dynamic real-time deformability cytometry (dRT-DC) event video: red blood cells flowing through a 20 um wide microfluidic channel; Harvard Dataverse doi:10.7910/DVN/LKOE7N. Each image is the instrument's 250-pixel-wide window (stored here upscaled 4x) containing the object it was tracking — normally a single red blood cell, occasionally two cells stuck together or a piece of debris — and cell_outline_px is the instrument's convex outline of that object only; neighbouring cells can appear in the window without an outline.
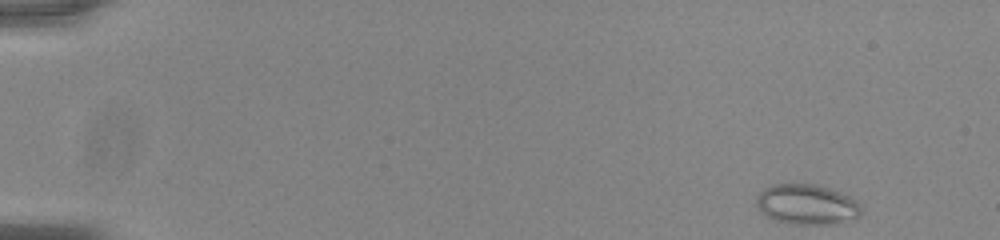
{"species": "common noctule bat (a hibernating species)", "species_latin": "Nyctalus noctula", "temperature_condition": "room temperature", "stored_images_in_passage": 51, "camera_frame_rate_fps": 3000, "um_per_image_px": 0.085, "animal": {"sex": "male", "body_mass_g": 20.0, "forearm_length_mm": 53.3}, "frame": {"image": 1, "passage_image": 1, "time_ms": 0.0, "image_size_px": [1000, 240], "cell_outline_px": [[860, 216], [856, 220], [836, 224], [792, 224], [776, 220], [760, 212], [756, 204], [756, 196], [764, 188], [772, 184], [816, 184], [840, 192], [856, 200], [860, 204]], "centroid_in_image_um": [68.59, 17.39], "position_along_channel_um": 16.4, "area_um2": 24.8}}
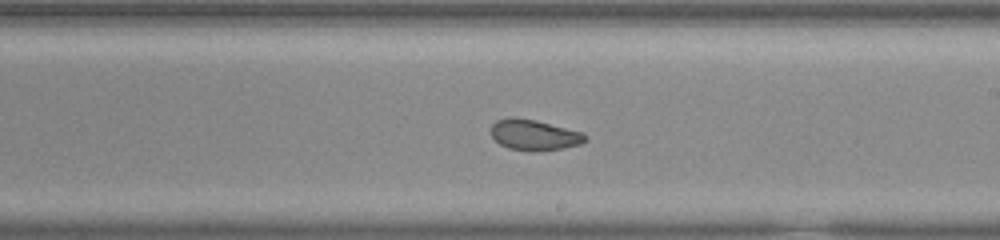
{"frame": {"image": 2, "passage_image": 30, "time_ms": 9.667, "image_size_px": [1000, 240], "cell_outline_px": [[588, 140], [580, 144], [564, 148], [536, 152], [528, 152], [508, 148], [500, 144], [492, 136], [492, 124], [496, 120], [512, 116], [536, 120], [584, 132], [588, 136]], "centroid_in_image_um": [45.44, 11.47], "position_along_channel_um": 243.6, "area_um2": 17.22}}
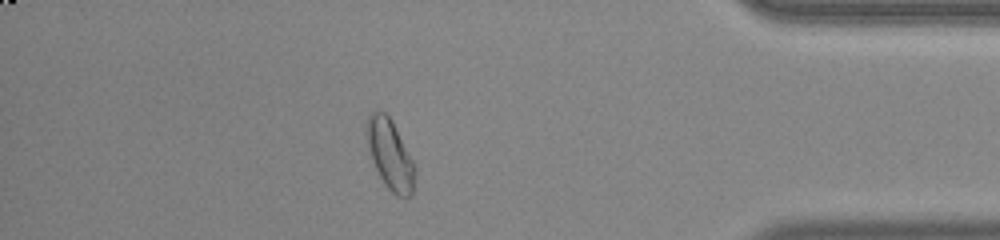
{"frame": {"image": 3, "passage_image": 45, "time_ms": 14.667, "image_size_px": [1000, 240], "cell_outline_px": [[416, 172], [412, 196], [396, 196], [384, 184], [372, 160], [368, 148], [364, 132], [368, 116], [372, 112], [384, 112], [392, 120], [416, 164]], "centroid_in_image_um": [33.17, 13.13], "position_along_channel_um": 402.0, "area_um2": 19.94}, "authors_computed_cell_mechanics": {"area_um2": 18.8428, "velocity_mm_per_s": 3.7728, "shape_relaxation_time_tau1_ms": null, "shape_relaxation_time_tau2_ms": 1.8502, "deformation_change_tau1": null, "deformation_change_tau2": 0.0679}}